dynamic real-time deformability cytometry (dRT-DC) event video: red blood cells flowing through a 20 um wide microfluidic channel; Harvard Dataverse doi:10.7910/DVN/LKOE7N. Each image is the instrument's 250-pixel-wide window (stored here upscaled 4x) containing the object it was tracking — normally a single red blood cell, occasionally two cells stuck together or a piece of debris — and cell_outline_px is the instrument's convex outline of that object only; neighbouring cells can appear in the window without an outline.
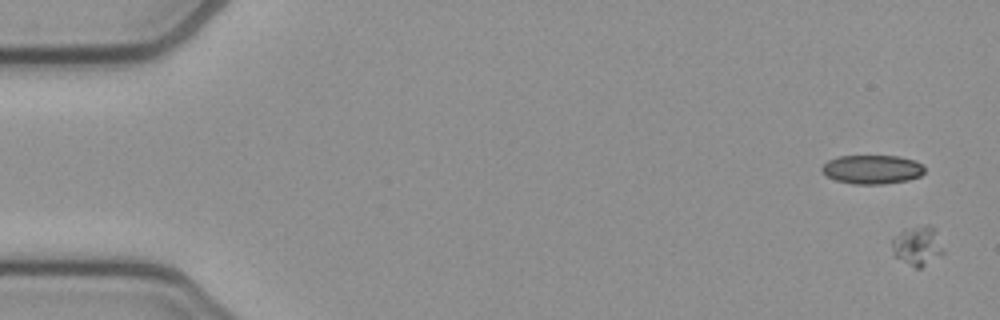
{"species": "common noctule bat (a hibernating species)", "species_latin": "Nyctalus noctula", "temperature_condition": "cold", "stored_images_in_passage": 39, "camera_frame_rate_fps": 3000, "um_per_image_px": 0.085, "animal": {"sex": "female", "body_mass_g": 21.9}, "frame": {"image": 1, "passage_image": 1, "time_ms": 0.0, "image_size_px": [1000, 320], "cell_outline_px": [[944, 252], [920, 268], [916, 268], [896, 256], [892, 252], [892, 240], [904, 228], [928, 224], [932, 224], [936, 228], [944, 248]], "centroid_in_image_um": [78.02, 20.83], "position_along_channel_um": 7.0, "area_um2": 11.79}}
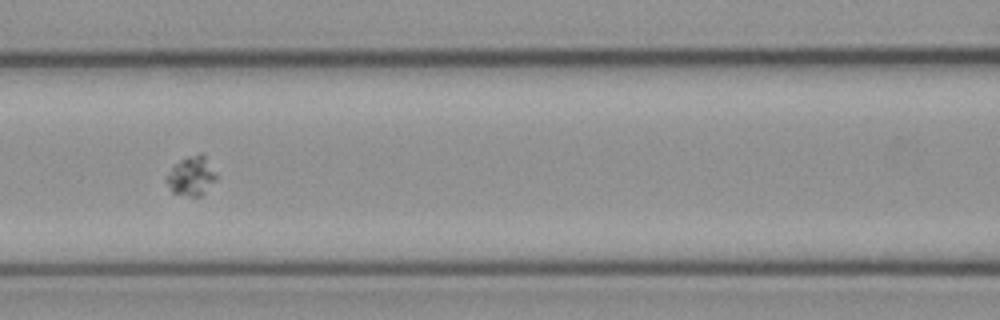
{"frame": {"image": 2, "passage_image": 24, "time_ms": 7.667, "image_size_px": [1000, 320], "cell_outline_px": [[216, 180], [200, 196], [192, 196], [172, 192], [164, 180], [172, 168], [180, 160], [188, 156], [200, 152], [204, 156], [216, 176]], "centroid_in_image_um": [16.23, 14.96], "position_along_channel_um": 150.4, "area_um2": 10.98}}
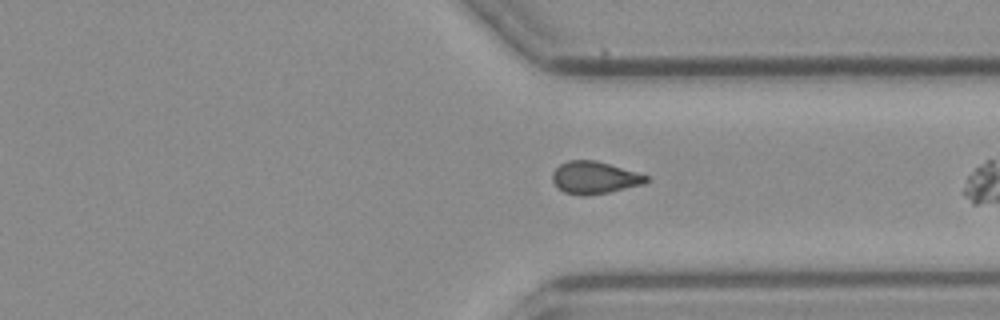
{"frame": {"image": 3, "passage_image": 38, "time_ms": 12.333, "image_size_px": [1000, 320], "cell_outline_px": [[648, 180], [644, 184], [608, 192], [588, 196], [580, 196], [564, 192], [552, 180], [552, 172], [560, 164], [568, 160], [596, 160], [636, 172], [648, 176]], "centroid_in_image_um": [50.51, 15.1], "position_along_channel_um": 360.9, "area_um2": 17.57}}